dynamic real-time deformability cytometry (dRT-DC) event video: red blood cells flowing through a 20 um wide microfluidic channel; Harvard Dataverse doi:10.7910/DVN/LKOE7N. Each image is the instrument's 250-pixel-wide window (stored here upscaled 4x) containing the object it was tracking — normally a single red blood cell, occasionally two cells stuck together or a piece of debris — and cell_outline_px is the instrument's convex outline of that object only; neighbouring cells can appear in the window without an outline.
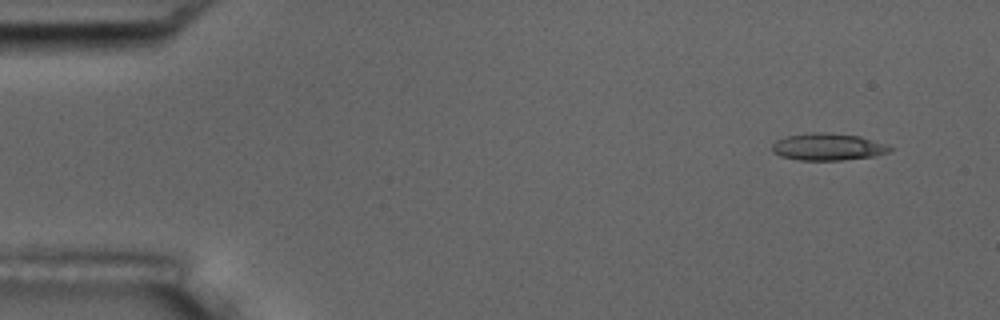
{"species": "common noctule bat (a hibernating species)", "species_latin": "Nyctalus noctula", "temperature_condition": "room temperature", "stored_images_in_passage": 8, "camera_frame_rate_fps": 3000, "um_per_image_px": 0.085, "animal": {"sex": "male", "body_mass_g": 17.5, "forearm_length_mm": 52.3}, "frame": {"image": 1, "passage_image": 1, "time_ms": 0.0, "image_size_px": [1000, 320], "cell_outline_px": [[892, 148], [888, 152], [872, 156], [840, 160], [800, 160], [780, 156], [772, 152], [772, 144], [776, 140], [788, 136], [812, 132], [828, 132], [860, 136], [884, 144]], "centroid_in_image_um": [70.31, 12.48], "position_along_channel_um": 14.7, "area_um2": 18.38}}
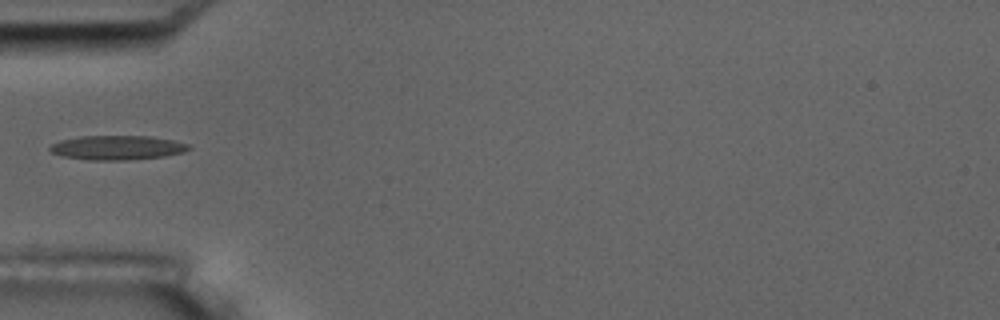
{"frame": {"image": 2, "passage_image": 5, "time_ms": 4.667, "image_size_px": [1000, 320], "cell_outline_px": [[192, 148], [184, 152], [164, 156], [128, 160], [88, 160], [60, 156], [52, 152], [48, 148], [52, 144], [60, 140], [80, 136], [148, 136], [172, 140], [188, 144]], "centroid_in_image_um": [9.94, 12.55], "position_along_channel_um": 75.1, "area_um2": 19.71}}
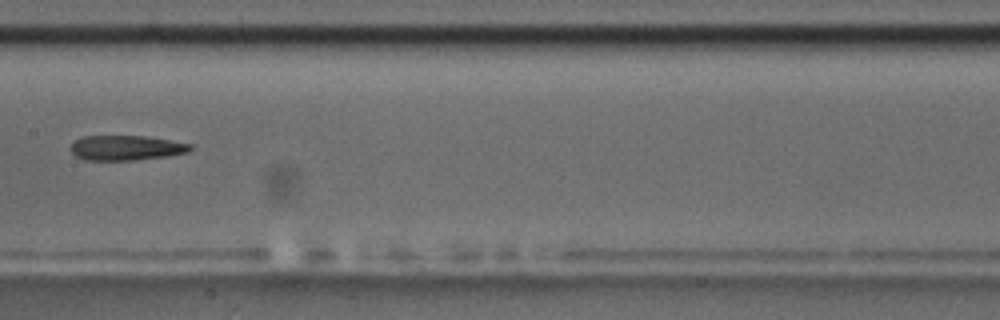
{"frame": {"image": 3, "passage_image": 8, "time_ms": 8.0, "image_size_px": [1000, 320], "cell_outline_px": [[192, 148], [188, 152], [168, 156], [132, 160], [84, 160], [76, 156], [72, 152], [72, 144], [80, 136], [144, 136], [192, 144]], "centroid_in_image_um": [10.72, 12.57], "position_along_channel_um": 196.7, "area_um2": 17.22}}